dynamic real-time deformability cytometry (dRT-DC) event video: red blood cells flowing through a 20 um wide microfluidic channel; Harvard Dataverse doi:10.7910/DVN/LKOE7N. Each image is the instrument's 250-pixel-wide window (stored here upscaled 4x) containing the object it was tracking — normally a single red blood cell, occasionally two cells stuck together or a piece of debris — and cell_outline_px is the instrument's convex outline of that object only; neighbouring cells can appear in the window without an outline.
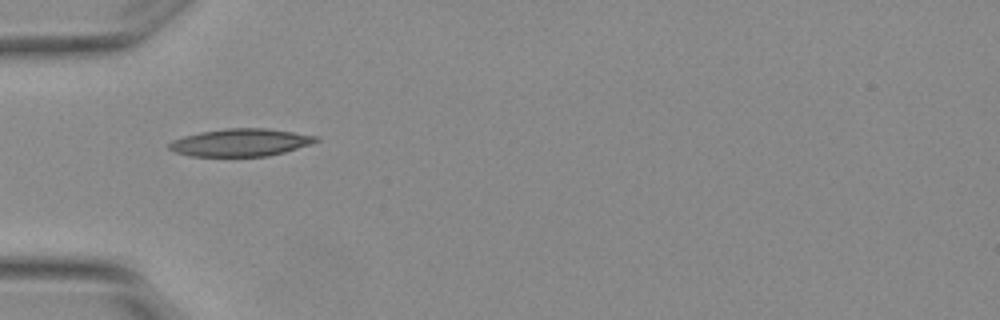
{"species": "Egyptian fruit bat (a non-hibernating species)", "species_latin": "Rousettus aegyptiacus", "temperature_condition": "warm", "stored_images_in_passage": 3, "camera_frame_rate_fps": 3000, "um_per_image_px": 0.085, "animal": {"sex": "female"}, "frame": {"image": 1, "passage_image": 1, "time_ms": 0.0, "image_size_px": [1000, 320], "cell_outline_px": [[320, 140], [284, 152], [268, 156], [188, 156], [176, 152], [168, 148], [168, 144], [172, 140], [184, 136], [200, 132], [224, 128], [268, 128], [320, 136]], "centroid_in_image_um": [20.44, 12.1], "position_along_channel_um": 64.6, "area_um2": 23.58}}
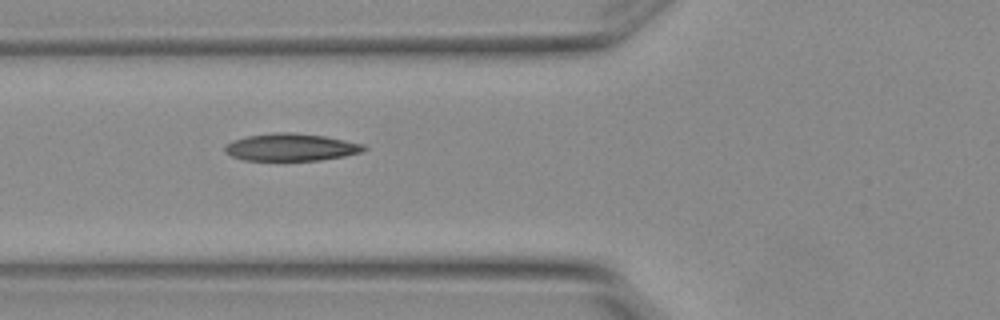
{"frame": {"image": 2, "passage_image": 2, "time_ms": 0.333, "image_size_px": [1000, 320], "cell_outline_px": [[368, 148], [360, 152], [344, 156], [320, 160], [244, 160], [232, 156], [224, 152], [224, 144], [232, 140], [244, 136], [276, 132], [296, 132], [324, 136], [364, 144]], "centroid_in_image_um": [24.69, 12.5], "position_along_channel_um": 101.1, "area_um2": 22.31}}
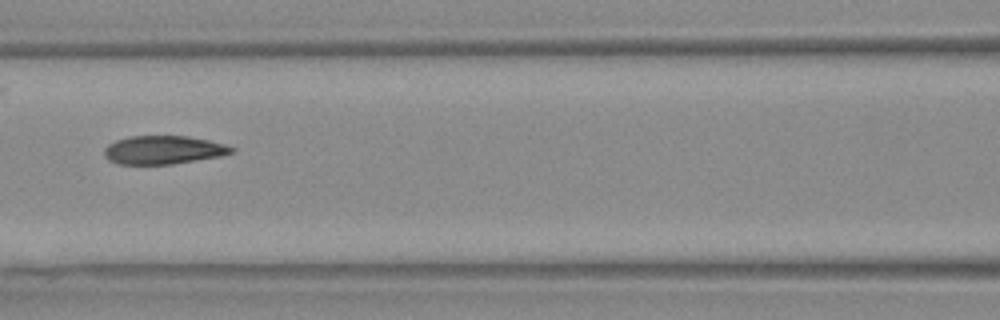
{"frame": {"image": 3, "passage_image": 3, "time_ms": 0.667, "image_size_px": [1000, 320], "cell_outline_px": [[236, 148], [232, 152], [220, 156], [172, 164], [120, 164], [108, 160], [104, 156], [104, 148], [108, 144], [116, 140], [128, 136], [188, 136], [208, 140], [224, 144]], "centroid_in_image_um": [13.86, 12.74], "position_along_channel_um": 152.7, "area_um2": 21.04}}